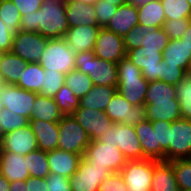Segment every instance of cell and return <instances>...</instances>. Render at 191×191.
Segmentation results:
<instances>
[{"label":"cell","instance_id":"3957f363","mask_svg":"<svg viewBox=\"0 0 191 191\" xmlns=\"http://www.w3.org/2000/svg\"><path fill=\"white\" fill-rule=\"evenodd\" d=\"M76 70L87 74L94 85H118L117 63L99 59L94 51L75 53Z\"/></svg>","mask_w":191,"mask_h":191},{"label":"cell","instance_id":"8d00e7d4","mask_svg":"<svg viewBox=\"0 0 191 191\" xmlns=\"http://www.w3.org/2000/svg\"><path fill=\"white\" fill-rule=\"evenodd\" d=\"M176 99L180 104L181 118L191 120V76L186 75L177 85Z\"/></svg>","mask_w":191,"mask_h":191},{"label":"cell","instance_id":"bcb514c9","mask_svg":"<svg viewBox=\"0 0 191 191\" xmlns=\"http://www.w3.org/2000/svg\"><path fill=\"white\" fill-rule=\"evenodd\" d=\"M95 13L97 14V23L99 27H106L110 19L115 15L118 6L113 3L97 0L94 3Z\"/></svg>","mask_w":191,"mask_h":191},{"label":"cell","instance_id":"cb8c5ba5","mask_svg":"<svg viewBox=\"0 0 191 191\" xmlns=\"http://www.w3.org/2000/svg\"><path fill=\"white\" fill-rule=\"evenodd\" d=\"M145 105L146 119L153 121L173 122L181 118L180 104L178 100L170 101H150Z\"/></svg>","mask_w":191,"mask_h":191},{"label":"cell","instance_id":"f6af8a7d","mask_svg":"<svg viewBox=\"0 0 191 191\" xmlns=\"http://www.w3.org/2000/svg\"><path fill=\"white\" fill-rule=\"evenodd\" d=\"M191 18H181L174 20H167L163 23L162 28L165 30L169 40L181 39L184 32L190 25Z\"/></svg>","mask_w":191,"mask_h":191},{"label":"cell","instance_id":"9c48e42d","mask_svg":"<svg viewBox=\"0 0 191 191\" xmlns=\"http://www.w3.org/2000/svg\"><path fill=\"white\" fill-rule=\"evenodd\" d=\"M155 160H127L120 174L128 191H150Z\"/></svg>","mask_w":191,"mask_h":191},{"label":"cell","instance_id":"8992f818","mask_svg":"<svg viewBox=\"0 0 191 191\" xmlns=\"http://www.w3.org/2000/svg\"><path fill=\"white\" fill-rule=\"evenodd\" d=\"M58 149L81 155L90 144V138L84 128L73 116H63L58 122Z\"/></svg>","mask_w":191,"mask_h":191},{"label":"cell","instance_id":"4316f807","mask_svg":"<svg viewBox=\"0 0 191 191\" xmlns=\"http://www.w3.org/2000/svg\"><path fill=\"white\" fill-rule=\"evenodd\" d=\"M27 62L12 51L0 53V75L4 84L16 85Z\"/></svg>","mask_w":191,"mask_h":191},{"label":"cell","instance_id":"74e56055","mask_svg":"<svg viewBox=\"0 0 191 191\" xmlns=\"http://www.w3.org/2000/svg\"><path fill=\"white\" fill-rule=\"evenodd\" d=\"M144 30L143 46L144 48L157 49V51H164L169 43V37L162 27L147 28L141 26Z\"/></svg>","mask_w":191,"mask_h":191},{"label":"cell","instance_id":"ffe728a7","mask_svg":"<svg viewBox=\"0 0 191 191\" xmlns=\"http://www.w3.org/2000/svg\"><path fill=\"white\" fill-rule=\"evenodd\" d=\"M65 3L69 28H75L81 25L98 26L94 3H84L74 0H65Z\"/></svg>","mask_w":191,"mask_h":191},{"label":"cell","instance_id":"db71d44e","mask_svg":"<svg viewBox=\"0 0 191 191\" xmlns=\"http://www.w3.org/2000/svg\"><path fill=\"white\" fill-rule=\"evenodd\" d=\"M27 191H48L46 178H28L24 181Z\"/></svg>","mask_w":191,"mask_h":191},{"label":"cell","instance_id":"ee69618b","mask_svg":"<svg viewBox=\"0 0 191 191\" xmlns=\"http://www.w3.org/2000/svg\"><path fill=\"white\" fill-rule=\"evenodd\" d=\"M151 123L156 130L157 144H160V161H165V150L169 147V129L172 122L159 120Z\"/></svg>","mask_w":191,"mask_h":191},{"label":"cell","instance_id":"484cf974","mask_svg":"<svg viewBox=\"0 0 191 191\" xmlns=\"http://www.w3.org/2000/svg\"><path fill=\"white\" fill-rule=\"evenodd\" d=\"M150 191H180L170 161L155 160Z\"/></svg>","mask_w":191,"mask_h":191},{"label":"cell","instance_id":"8fae6325","mask_svg":"<svg viewBox=\"0 0 191 191\" xmlns=\"http://www.w3.org/2000/svg\"><path fill=\"white\" fill-rule=\"evenodd\" d=\"M114 123L136 126L146 119L145 105H132L122 95L116 92L105 111Z\"/></svg>","mask_w":191,"mask_h":191},{"label":"cell","instance_id":"836d02e7","mask_svg":"<svg viewBox=\"0 0 191 191\" xmlns=\"http://www.w3.org/2000/svg\"><path fill=\"white\" fill-rule=\"evenodd\" d=\"M176 98L175 85L167 84L164 81L156 80L149 82L146 91L145 104L150 101H170Z\"/></svg>","mask_w":191,"mask_h":191},{"label":"cell","instance_id":"6125c7cd","mask_svg":"<svg viewBox=\"0 0 191 191\" xmlns=\"http://www.w3.org/2000/svg\"><path fill=\"white\" fill-rule=\"evenodd\" d=\"M78 2H84V3H95L97 0H74Z\"/></svg>","mask_w":191,"mask_h":191},{"label":"cell","instance_id":"7bdbcfd3","mask_svg":"<svg viewBox=\"0 0 191 191\" xmlns=\"http://www.w3.org/2000/svg\"><path fill=\"white\" fill-rule=\"evenodd\" d=\"M0 124L6 134L18 128L27 126L29 124V119L3 108L0 114Z\"/></svg>","mask_w":191,"mask_h":191},{"label":"cell","instance_id":"4fadbf2b","mask_svg":"<svg viewBox=\"0 0 191 191\" xmlns=\"http://www.w3.org/2000/svg\"><path fill=\"white\" fill-rule=\"evenodd\" d=\"M37 95L36 92L26 91L16 85L3 84L0 89V100L3 108L28 119Z\"/></svg>","mask_w":191,"mask_h":191},{"label":"cell","instance_id":"4dcf8cb0","mask_svg":"<svg viewBox=\"0 0 191 191\" xmlns=\"http://www.w3.org/2000/svg\"><path fill=\"white\" fill-rule=\"evenodd\" d=\"M138 20L140 26L159 28L165 22V13L160 0H153L146 5L138 7Z\"/></svg>","mask_w":191,"mask_h":191},{"label":"cell","instance_id":"f5cc1de1","mask_svg":"<svg viewBox=\"0 0 191 191\" xmlns=\"http://www.w3.org/2000/svg\"><path fill=\"white\" fill-rule=\"evenodd\" d=\"M20 12V15L30 14L38 11L43 0H11Z\"/></svg>","mask_w":191,"mask_h":191},{"label":"cell","instance_id":"2e32d148","mask_svg":"<svg viewBox=\"0 0 191 191\" xmlns=\"http://www.w3.org/2000/svg\"><path fill=\"white\" fill-rule=\"evenodd\" d=\"M84 128L90 141L99 140L103 137L105 130L112 127L109 116L104 111L78 107L72 115Z\"/></svg>","mask_w":191,"mask_h":191},{"label":"cell","instance_id":"e7e4bbea","mask_svg":"<svg viewBox=\"0 0 191 191\" xmlns=\"http://www.w3.org/2000/svg\"><path fill=\"white\" fill-rule=\"evenodd\" d=\"M2 110H3V104H2V102L0 100V114H1Z\"/></svg>","mask_w":191,"mask_h":191},{"label":"cell","instance_id":"9f6ffc18","mask_svg":"<svg viewBox=\"0 0 191 191\" xmlns=\"http://www.w3.org/2000/svg\"><path fill=\"white\" fill-rule=\"evenodd\" d=\"M181 41L184 42L191 50V22L187 30L184 32V35L181 38Z\"/></svg>","mask_w":191,"mask_h":191},{"label":"cell","instance_id":"7a4b0ae2","mask_svg":"<svg viewBox=\"0 0 191 191\" xmlns=\"http://www.w3.org/2000/svg\"><path fill=\"white\" fill-rule=\"evenodd\" d=\"M117 92L132 105H144L149 82L127 57L117 63Z\"/></svg>","mask_w":191,"mask_h":191},{"label":"cell","instance_id":"30bf717a","mask_svg":"<svg viewBox=\"0 0 191 191\" xmlns=\"http://www.w3.org/2000/svg\"><path fill=\"white\" fill-rule=\"evenodd\" d=\"M112 173L109 168L91 165L82 157L77 171L69 177L71 191H98L100 183Z\"/></svg>","mask_w":191,"mask_h":191},{"label":"cell","instance_id":"680465c9","mask_svg":"<svg viewBox=\"0 0 191 191\" xmlns=\"http://www.w3.org/2000/svg\"><path fill=\"white\" fill-rule=\"evenodd\" d=\"M10 182L2 175H0V191H9Z\"/></svg>","mask_w":191,"mask_h":191},{"label":"cell","instance_id":"681fc988","mask_svg":"<svg viewBox=\"0 0 191 191\" xmlns=\"http://www.w3.org/2000/svg\"><path fill=\"white\" fill-rule=\"evenodd\" d=\"M144 30L140 25L134 26L124 37L126 52L143 46Z\"/></svg>","mask_w":191,"mask_h":191},{"label":"cell","instance_id":"be15d7a7","mask_svg":"<svg viewBox=\"0 0 191 191\" xmlns=\"http://www.w3.org/2000/svg\"><path fill=\"white\" fill-rule=\"evenodd\" d=\"M187 75L191 76V62H190V65H189V68H188V71H187Z\"/></svg>","mask_w":191,"mask_h":191},{"label":"cell","instance_id":"7402d4cb","mask_svg":"<svg viewBox=\"0 0 191 191\" xmlns=\"http://www.w3.org/2000/svg\"><path fill=\"white\" fill-rule=\"evenodd\" d=\"M29 125L37 138L38 149L47 152L58 149V122L29 120Z\"/></svg>","mask_w":191,"mask_h":191},{"label":"cell","instance_id":"6f0895ef","mask_svg":"<svg viewBox=\"0 0 191 191\" xmlns=\"http://www.w3.org/2000/svg\"><path fill=\"white\" fill-rule=\"evenodd\" d=\"M150 1L153 0H125V4H129L138 8L140 6L146 5Z\"/></svg>","mask_w":191,"mask_h":191},{"label":"cell","instance_id":"5bb4252c","mask_svg":"<svg viewBox=\"0 0 191 191\" xmlns=\"http://www.w3.org/2000/svg\"><path fill=\"white\" fill-rule=\"evenodd\" d=\"M126 57L142 71L143 77L148 81L161 80V66L163 55L157 49L139 47L129 50Z\"/></svg>","mask_w":191,"mask_h":191},{"label":"cell","instance_id":"d590c367","mask_svg":"<svg viewBox=\"0 0 191 191\" xmlns=\"http://www.w3.org/2000/svg\"><path fill=\"white\" fill-rule=\"evenodd\" d=\"M65 84L79 99L85 96L94 86L93 81L87 74L76 69L66 74Z\"/></svg>","mask_w":191,"mask_h":191},{"label":"cell","instance_id":"44dd1931","mask_svg":"<svg viewBox=\"0 0 191 191\" xmlns=\"http://www.w3.org/2000/svg\"><path fill=\"white\" fill-rule=\"evenodd\" d=\"M81 158V155L59 149L48 151L49 172L69 178L77 171Z\"/></svg>","mask_w":191,"mask_h":191},{"label":"cell","instance_id":"5b68a950","mask_svg":"<svg viewBox=\"0 0 191 191\" xmlns=\"http://www.w3.org/2000/svg\"><path fill=\"white\" fill-rule=\"evenodd\" d=\"M103 144L116 145L127 160H142L143 151L134 126L114 123L99 139Z\"/></svg>","mask_w":191,"mask_h":191},{"label":"cell","instance_id":"603a6c76","mask_svg":"<svg viewBox=\"0 0 191 191\" xmlns=\"http://www.w3.org/2000/svg\"><path fill=\"white\" fill-rule=\"evenodd\" d=\"M139 25L138 8L129 4L119 5L106 28L124 37L134 26Z\"/></svg>","mask_w":191,"mask_h":191},{"label":"cell","instance_id":"d6986e66","mask_svg":"<svg viewBox=\"0 0 191 191\" xmlns=\"http://www.w3.org/2000/svg\"><path fill=\"white\" fill-rule=\"evenodd\" d=\"M0 175L4 176L10 183L19 180L26 181L30 178L24 155L0 151Z\"/></svg>","mask_w":191,"mask_h":191},{"label":"cell","instance_id":"f35d334b","mask_svg":"<svg viewBox=\"0 0 191 191\" xmlns=\"http://www.w3.org/2000/svg\"><path fill=\"white\" fill-rule=\"evenodd\" d=\"M165 13V21L191 18V7L187 0H160Z\"/></svg>","mask_w":191,"mask_h":191},{"label":"cell","instance_id":"83f0119b","mask_svg":"<svg viewBox=\"0 0 191 191\" xmlns=\"http://www.w3.org/2000/svg\"><path fill=\"white\" fill-rule=\"evenodd\" d=\"M162 55L167 65L177 66L186 72L188 71L191 62V50L181 39L169 40Z\"/></svg>","mask_w":191,"mask_h":191},{"label":"cell","instance_id":"11a10c76","mask_svg":"<svg viewBox=\"0 0 191 191\" xmlns=\"http://www.w3.org/2000/svg\"><path fill=\"white\" fill-rule=\"evenodd\" d=\"M9 191H27V188L24 186V181L19 180V181L10 183Z\"/></svg>","mask_w":191,"mask_h":191},{"label":"cell","instance_id":"d6a6232c","mask_svg":"<svg viewBox=\"0 0 191 191\" xmlns=\"http://www.w3.org/2000/svg\"><path fill=\"white\" fill-rule=\"evenodd\" d=\"M30 178H46L49 172L47 151L36 149L24 156Z\"/></svg>","mask_w":191,"mask_h":191},{"label":"cell","instance_id":"03108f58","mask_svg":"<svg viewBox=\"0 0 191 191\" xmlns=\"http://www.w3.org/2000/svg\"><path fill=\"white\" fill-rule=\"evenodd\" d=\"M3 84H4V83H3V80H2L1 75H0V89H1V87H2Z\"/></svg>","mask_w":191,"mask_h":191},{"label":"cell","instance_id":"91938a15","mask_svg":"<svg viewBox=\"0 0 191 191\" xmlns=\"http://www.w3.org/2000/svg\"><path fill=\"white\" fill-rule=\"evenodd\" d=\"M105 2L113 3V5H123L125 4V0H104Z\"/></svg>","mask_w":191,"mask_h":191},{"label":"cell","instance_id":"1f68e13d","mask_svg":"<svg viewBox=\"0 0 191 191\" xmlns=\"http://www.w3.org/2000/svg\"><path fill=\"white\" fill-rule=\"evenodd\" d=\"M44 73L45 71L39 63H27L26 67L21 71L20 79L16 86L26 91H33L40 94L45 78Z\"/></svg>","mask_w":191,"mask_h":191},{"label":"cell","instance_id":"94428289","mask_svg":"<svg viewBox=\"0 0 191 191\" xmlns=\"http://www.w3.org/2000/svg\"><path fill=\"white\" fill-rule=\"evenodd\" d=\"M4 135H5L4 129L2 125L0 124V144L2 143Z\"/></svg>","mask_w":191,"mask_h":191},{"label":"cell","instance_id":"f1b7e54d","mask_svg":"<svg viewBox=\"0 0 191 191\" xmlns=\"http://www.w3.org/2000/svg\"><path fill=\"white\" fill-rule=\"evenodd\" d=\"M117 92L115 86L94 85L92 89L80 99V107L105 111L112 96Z\"/></svg>","mask_w":191,"mask_h":191},{"label":"cell","instance_id":"277c9868","mask_svg":"<svg viewBox=\"0 0 191 191\" xmlns=\"http://www.w3.org/2000/svg\"><path fill=\"white\" fill-rule=\"evenodd\" d=\"M44 71H56L67 74L76 69L75 53L64 38L48 39L46 48L38 62Z\"/></svg>","mask_w":191,"mask_h":191},{"label":"cell","instance_id":"f907efd6","mask_svg":"<svg viewBox=\"0 0 191 191\" xmlns=\"http://www.w3.org/2000/svg\"><path fill=\"white\" fill-rule=\"evenodd\" d=\"M48 191H71L69 178L59 174L50 173L46 177Z\"/></svg>","mask_w":191,"mask_h":191},{"label":"cell","instance_id":"9a60e30c","mask_svg":"<svg viewBox=\"0 0 191 191\" xmlns=\"http://www.w3.org/2000/svg\"><path fill=\"white\" fill-rule=\"evenodd\" d=\"M94 55L99 59H104L113 63L120 62L126 57V49L123 37L113 33L106 27H101L97 36Z\"/></svg>","mask_w":191,"mask_h":191},{"label":"cell","instance_id":"ab89813d","mask_svg":"<svg viewBox=\"0 0 191 191\" xmlns=\"http://www.w3.org/2000/svg\"><path fill=\"white\" fill-rule=\"evenodd\" d=\"M0 18L13 33L20 30L21 15L11 0H0Z\"/></svg>","mask_w":191,"mask_h":191},{"label":"cell","instance_id":"e0dca14e","mask_svg":"<svg viewBox=\"0 0 191 191\" xmlns=\"http://www.w3.org/2000/svg\"><path fill=\"white\" fill-rule=\"evenodd\" d=\"M36 149H38L37 138L29 124L6 133L0 144V151L14 152L24 156Z\"/></svg>","mask_w":191,"mask_h":191},{"label":"cell","instance_id":"60d3db41","mask_svg":"<svg viewBox=\"0 0 191 191\" xmlns=\"http://www.w3.org/2000/svg\"><path fill=\"white\" fill-rule=\"evenodd\" d=\"M173 166L176 181L180 191H191V160L174 159Z\"/></svg>","mask_w":191,"mask_h":191},{"label":"cell","instance_id":"816d5d0a","mask_svg":"<svg viewBox=\"0 0 191 191\" xmlns=\"http://www.w3.org/2000/svg\"><path fill=\"white\" fill-rule=\"evenodd\" d=\"M14 34L0 18V53L12 50Z\"/></svg>","mask_w":191,"mask_h":191},{"label":"cell","instance_id":"c3c4849f","mask_svg":"<svg viewBox=\"0 0 191 191\" xmlns=\"http://www.w3.org/2000/svg\"><path fill=\"white\" fill-rule=\"evenodd\" d=\"M98 191H128V188L120 172H118L112 173L103 180L98 187Z\"/></svg>","mask_w":191,"mask_h":191},{"label":"cell","instance_id":"ac0fdd59","mask_svg":"<svg viewBox=\"0 0 191 191\" xmlns=\"http://www.w3.org/2000/svg\"><path fill=\"white\" fill-rule=\"evenodd\" d=\"M100 28L86 25L69 28L63 38L74 53L93 51Z\"/></svg>","mask_w":191,"mask_h":191},{"label":"cell","instance_id":"d4e9b609","mask_svg":"<svg viewBox=\"0 0 191 191\" xmlns=\"http://www.w3.org/2000/svg\"><path fill=\"white\" fill-rule=\"evenodd\" d=\"M134 128L142 146L143 159L160 161V144H157L156 130L151 121L145 119Z\"/></svg>","mask_w":191,"mask_h":191},{"label":"cell","instance_id":"e575fe53","mask_svg":"<svg viewBox=\"0 0 191 191\" xmlns=\"http://www.w3.org/2000/svg\"><path fill=\"white\" fill-rule=\"evenodd\" d=\"M53 98L63 116H72L80 106V99L66 84L59 89Z\"/></svg>","mask_w":191,"mask_h":191},{"label":"cell","instance_id":"7c38bea8","mask_svg":"<svg viewBox=\"0 0 191 191\" xmlns=\"http://www.w3.org/2000/svg\"><path fill=\"white\" fill-rule=\"evenodd\" d=\"M48 42L38 32L19 30L14 34L12 52L27 63H38Z\"/></svg>","mask_w":191,"mask_h":191},{"label":"cell","instance_id":"6da1fadb","mask_svg":"<svg viewBox=\"0 0 191 191\" xmlns=\"http://www.w3.org/2000/svg\"><path fill=\"white\" fill-rule=\"evenodd\" d=\"M68 29L65 0H43L38 11L21 16L20 30L48 39L62 38Z\"/></svg>","mask_w":191,"mask_h":191},{"label":"cell","instance_id":"7dc6e473","mask_svg":"<svg viewBox=\"0 0 191 191\" xmlns=\"http://www.w3.org/2000/svg\"><path fill=\"white\" fill-rule=\"evenodd\" d=\"M187 72L177 66L167 65L164 60H162L161 66V81L167 84L177 85L185 76Z\"/></svg>","mask_w":191,"mask_h":191},{"label":"cell","instance_id":"ba28073f","mask_svg":"<svg viewBox=\"0 0 191 191\" xmlns=\"http://www.w3.org/2000/svg\"><path fill=\"white\" fill-rule=\"evenodd\" d=\"M191 156V120L180 118L173 121L169 129V147L165 150V161L189 159Z\"/></svg>","mask_w":191,"mask_h":191},{"label":"cell","instance_id":"b9f144b4","mask_svg":"<svg viewBox=\"0 0 191 191\" xmlns=\"http://www.w3.org/2000/svg\"><path fill=\"white\" fill-rule=\"evenodd\" d=\"M45 78L41 87V95L54 97L65 84L66 75L56 71H45Z\"/></svg>","mask_w":191,"mask_h":191},{"label":"cell","instance_id":"52a82bcc","mask_svg":"<svg viewBox=\"0 0 191 191\" xmlns=\"http://www.w3.org/2000/svg\"><path fill=\"white\" fill-rule=\"evenodd\" d=\"M83 158L91 165L109 168L113 173L120 172L127 162L116 145L103 144L99 140L90 141Z\"/></svg>","mask_w":191,"mask_h":191},{"label":"cell","instance_id":"f546056e","mask_svg":"<svg viewBox=\"0 0 191 191\" xmlns=\"http://www.w3.org/2000/svg\"><path fill=\"white\" fill-rule=\"evenodd\" d=\"M30 115L29 120H42L48 122H59L63 115L61 114L54 98L38 94Z\"/></svg>","mask_w":191,"mask_h":191}]
</instances>
